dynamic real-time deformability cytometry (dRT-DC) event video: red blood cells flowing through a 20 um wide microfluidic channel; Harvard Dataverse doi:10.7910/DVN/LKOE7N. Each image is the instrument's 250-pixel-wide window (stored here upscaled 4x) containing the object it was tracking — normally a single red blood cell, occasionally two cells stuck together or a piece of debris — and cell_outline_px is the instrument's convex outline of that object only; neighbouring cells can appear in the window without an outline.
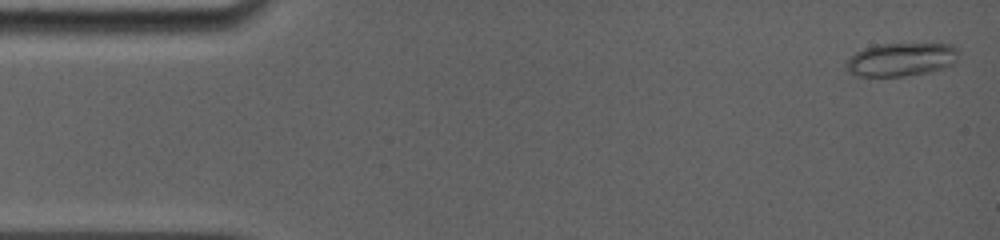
{"species": "common noctule bat (a hibernating species)", "species_latin": "Nyctalus noctula", "temperature_condition": "room temperature", "stored_images_in_passage": 31, "camera_frame_rate_fps": 5000, "um_per_image_px": 0.085, "animal": {"sex": "female", "body_mass_g": 19.0, "forearm_length_mm": 56.7}, "frame": {"image": 1, "passage_image": 1, "time_ms": 0.0, "image_size_px": [1000, 240], "cell_outline_px": [[960, 52], [956, 64], [932, 72], [904, 76], [856, 76], [848, 72], [844, 68], [844, 64], [856, 52], [864, 48], [880, 44], [952, 44]], "centroid_in_image_um": [76.63, 5.07], "position_along_channel_um": 8.4, "area_um2": 22.2}}
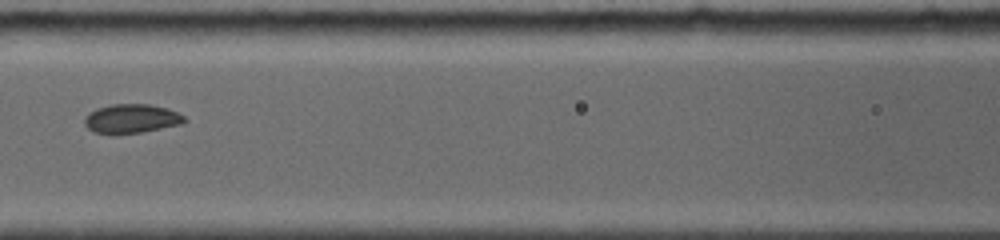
{"frame": {"image": 2, "passage_image": 16, "time_ms": 6.8, "image_size_px": [1000, 240], "cell_outline_px": [[188, 120], [184, 124], [140, 132], [92, 132], [84, 124], [84, 120], [88, 112], [96, 108], [112, 104], [148, 104], [168, 108], [184, 116]], "centroid_in_image_um": [11.2, 10.06], "position_along_channel_um": 155.4, "area_um2": 16.7}}
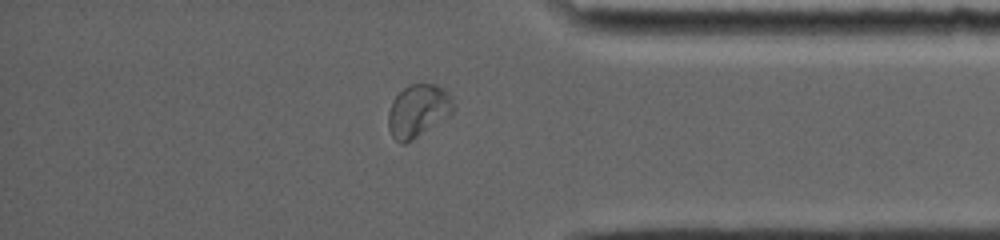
{"frame": {"image": 3, "passage_image": 27, "time_ms": 13.2, "image_size_px": [1000, 240], "cell_outline_px": [[456, 108], [448, 116], [412, 140], [404, 144], [400, 144], [392, 136], [388, 128], [388, 112], [392, 100], [408, 84], [436, 84], [444, 88], [448, 92]], "centroid_in_image_um": [35.53, 9.41], "position_along_channel_um": 399.7, "area_um2": 20.0}, "authors_computed_cell_mechanics": {"area_um2": 17.918, "velocity_mm_per_s": 3.8957, "shape_relaxation_time_tau1_ms": 7.3832, "shape_relaxation_time_tau2_ms": 0.6062, "deformation_change_tau1": 0.1125, "deformation_change_tau2": 0.0416}}